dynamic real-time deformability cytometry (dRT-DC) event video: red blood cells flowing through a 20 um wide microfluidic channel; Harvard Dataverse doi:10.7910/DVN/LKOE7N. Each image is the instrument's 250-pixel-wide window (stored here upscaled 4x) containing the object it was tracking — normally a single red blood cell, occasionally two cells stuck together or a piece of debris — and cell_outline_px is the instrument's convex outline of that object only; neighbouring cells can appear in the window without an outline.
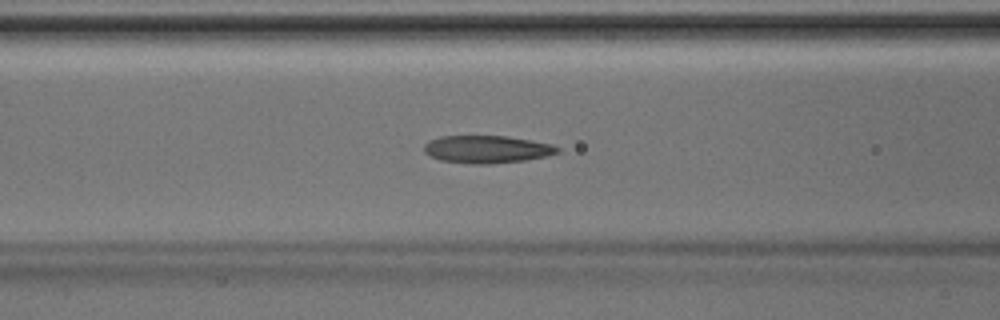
{"species": "Egyptian fruit bat (a non-hibernating species)", "species_latin": "Rousettus aegyptiacus", "temperature_condition": "room temperature", "stored_images_in_passage": 46, "segment_of_instrument_passage": [1, 2], "camera_frame_rate_fps": 3000, "um_per_image_px": 0.085, "animal": {"sex": "male"}, "frame": {"image": 1, "passage_image": 18, "time_ms": 5.667, "image_size_px": [1000, 320], "cell_outline_px": [[560, 152], [544, 156], [524, 160], [484, 164], [472, 164], [440, 160], [428, 156], [424, 152], [424, 144], [428, 140], [440, 136], [508, 136], [532, 140], [552, 144], [560, 148]], "centroid_in_image_um": [41.35, 12.68], "position_along_channel_um": 125.3, "area_um2": 21.5}}
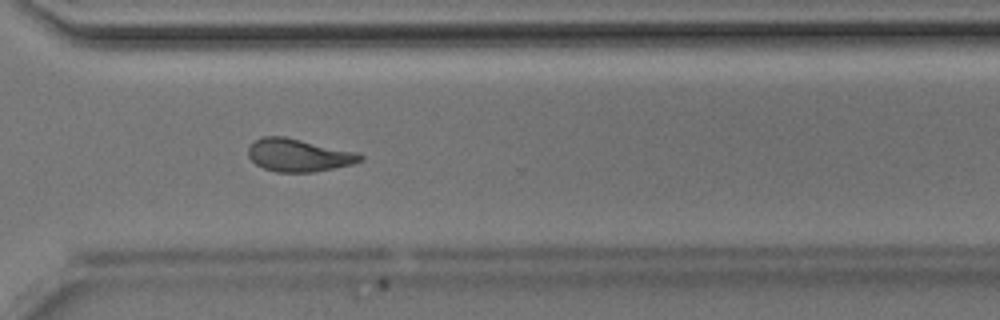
{"frame": {"image": 2, "passage_image": 33, "time_ms": 10.667, "image_size_px": [1000, 320], "cell_outline_px": [[364, 160], [352, 164], [312, 172], [276, 172], [264, 168], [256, 164], [248, 156], [248, 148], [252, 140], [264, 136], [284, 136], [356, 152], [364, 156]], "centroid_in_image_um": [25.35, 13.18], "position_along_channel_um": 345.2, "area_um2": 21.33}}
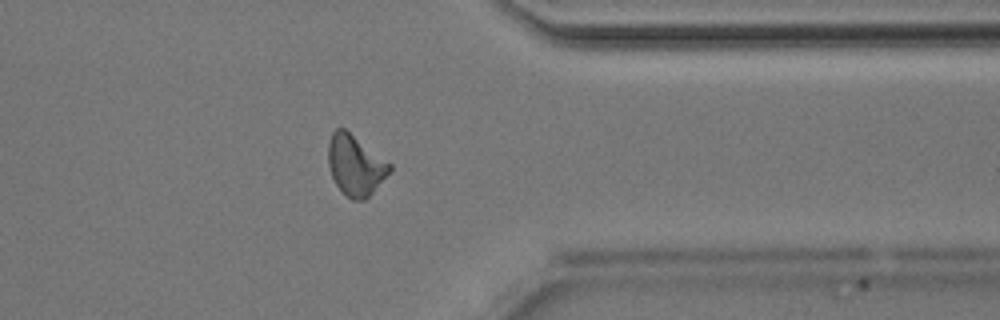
{"frame": {"image": 3, "passage_image": 36, "time_ms": 11.667, "image_size_px": [1000, 320], "cell_outline_px": [[392, 172], [364, 200], [352, 200], [336, 184], [332, 176], [328, 164], [328, 144], [332, 132], [336, 128], [344, 128], [392, 164]], "centroid_in_image_um": [30.22, 14.03], "position_along_channel_um": 381.2, "area_um2": 21.5}}